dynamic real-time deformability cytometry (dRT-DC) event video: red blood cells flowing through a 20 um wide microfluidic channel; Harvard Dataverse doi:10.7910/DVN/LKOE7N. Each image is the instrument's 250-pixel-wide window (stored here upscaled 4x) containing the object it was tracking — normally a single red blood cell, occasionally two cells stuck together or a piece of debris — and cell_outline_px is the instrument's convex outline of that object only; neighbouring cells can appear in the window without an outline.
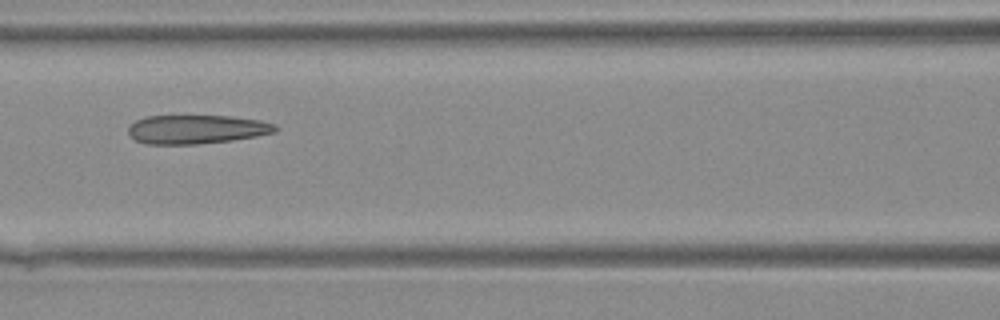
{"species": "Egyptian fruit bat (a non-hibernating species)", "species_latin": "Rousettus aegyptiacus", "temperature_condition": "warm", "stored_images_in_passage": 3, "camera_frame_rate_fps": 3000, "um_per_image_px": 0.085, "animal": {"sex": "female"}, "frame": {"image": 1, "passage_image": 3, "time_ms": 0.667, "image_size_px": [1000, 320], "cell_outline_px": [[280, 128], [276, 132], [256, 136], [232, 140], [196, 144], [144, 144], [136, 140], [128, 132], [128, 128], [136, 120], [144, 116], [232, 116], [260, 120], [276, 124]], "centroid_in_image_um": [16.74, 10.99], "position_along_channel_um": 149.9, "area_um2": 24.8}}